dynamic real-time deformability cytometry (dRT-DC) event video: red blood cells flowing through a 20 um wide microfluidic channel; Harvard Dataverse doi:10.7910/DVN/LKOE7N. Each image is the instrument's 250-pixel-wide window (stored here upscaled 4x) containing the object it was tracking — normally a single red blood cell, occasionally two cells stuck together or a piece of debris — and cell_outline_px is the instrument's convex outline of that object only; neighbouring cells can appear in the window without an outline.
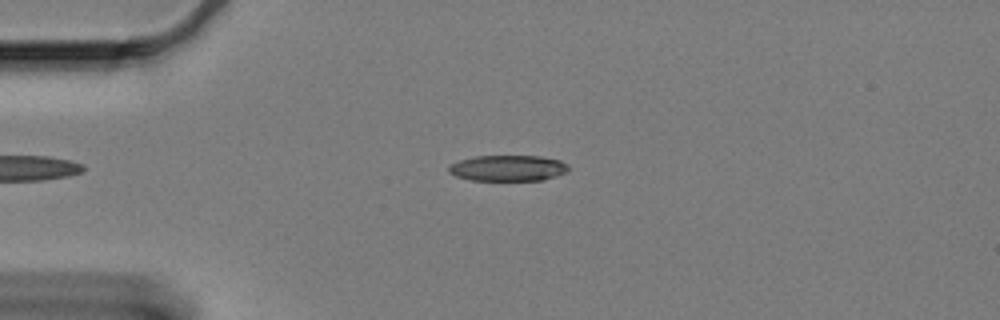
{"species": "Egyptian fruit bat (a non-hibernating species)", "species_latin": "Rousettus aegyptiacus", "temperature_condition": "cold", "stored_images_in_passage": 49, "camera_frame_rate_fps": 3000, "um_per_image_px": 0.085, "animal": {"sex": "female"}, "frame": {"image": 1, "passage_image": 3, "time_ms": 0.667, "image_size_px": [1000, 320], "cell_outline_px": [[568, 172], [544, 180], [472, 180], [456, 176], [448, 172], [448, 168], [452, 164], [460, 160], [476, 156], [540, 156], [560, 160], [568, 164]], "centroid_in_image_um": [43.21, 14.29], "position_along_channel_um": 41.8, "area_um2": 18.03}}
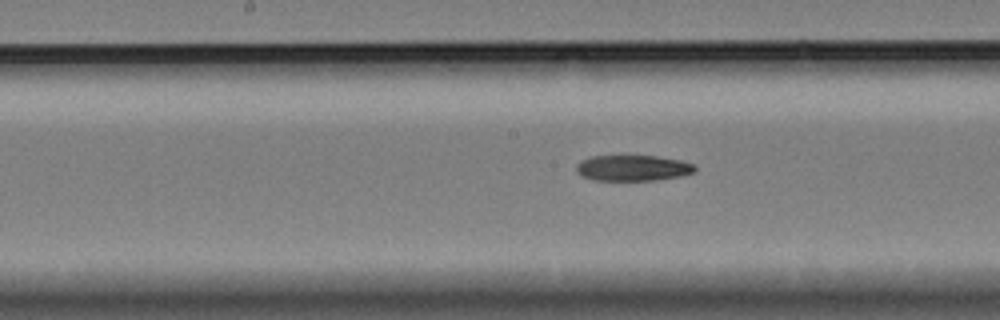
{"frame": {"image": 2, "passage_image": 19, "time_ms": 6.0, "image_size_px": [1000, 320], "cell_outline_px": [[696, 172], [680, 176], [656, 180], [592, 180], [580, 176], [576, 172], [576, 164], [592, 156], [656, 156], [680, 160], [692, 164], [696, 168]], "centroid_in_image_um": [53.77, 14.29], "position_along_channel_um": 194.4, "area_um2": 17.8}}
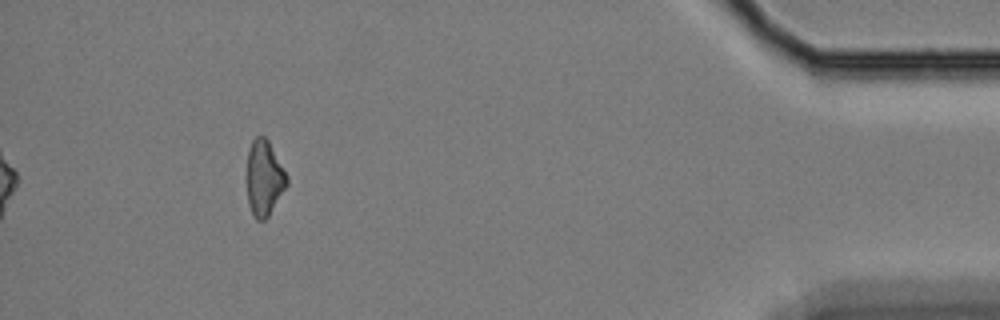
{"frame": {"image": 3, "passage_image": 44, "time_ms": 14.333, "image_size_px": [1000, 320], "cell_outline_px": [[288, 184], [268, 216], [264, 220], [256, 220], [248, 204], [248, 152], [252, 140], [256, 136], [264, 136], [268, 140], [288, 176]], "centroid_in_image_um": [22.47, 15.13], "position_along_channel_um": 412.7, "area_um2": 17.28}}